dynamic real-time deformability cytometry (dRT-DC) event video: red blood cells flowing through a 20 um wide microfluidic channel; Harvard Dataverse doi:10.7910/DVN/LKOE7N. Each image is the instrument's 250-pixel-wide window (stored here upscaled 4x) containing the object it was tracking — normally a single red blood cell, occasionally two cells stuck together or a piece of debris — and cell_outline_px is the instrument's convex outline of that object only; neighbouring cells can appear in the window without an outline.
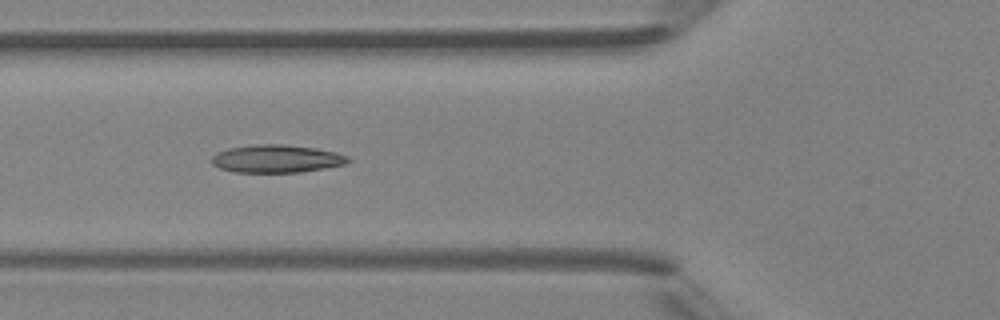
{"species": "Egyptian fruit bat (a non-hibernating species)", "species_latin": "Rousettus aegyptiacus", "temperature_condition": "room temperature", "stored_images_in_passage": 6, "camera_frame_rate_fps": 3000, "um_per_image_px": 0.085, "animal": {"sex": "female"}, "frame": {"image": 1, "passage_image": 5, "time_ms": 5.333, "image_size_px": [1000, 320], "cell_outline_px": [[352, 160], [344, 164], [324, 168], [300, 172], [236, 172], [220, 168], [212, 164], [212, 156], [216, 152], [228, 148], [256, 144], [284, 144], [316, 148], [336, 152], [348, 156]], "centroid_in_image_um": [23.51, 13.48], "position_along_channel_um": 102.3, "area_um2": 22.14}}
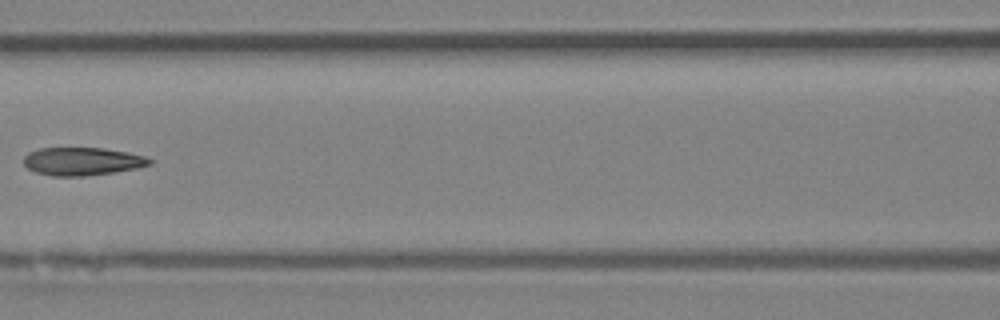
{"frame": {"image": 2, "passage_image": 6, "time_ms": 6.667, "image_size_px": [1000, 320], "cell_outline_px": [[156, 160], [152, 164], [136, 168], [112, 172], [84, 176], [52, 176], [36, 172], [28, 168], [24, 164], [24, 156], [28, 152], [40, 148], [104, 148], [128, 152], [144, 156]], "centroid_in_image_um": [7.01, 13.71], "position_along_channel_um": 159.6, "area_um2": 20.58}}